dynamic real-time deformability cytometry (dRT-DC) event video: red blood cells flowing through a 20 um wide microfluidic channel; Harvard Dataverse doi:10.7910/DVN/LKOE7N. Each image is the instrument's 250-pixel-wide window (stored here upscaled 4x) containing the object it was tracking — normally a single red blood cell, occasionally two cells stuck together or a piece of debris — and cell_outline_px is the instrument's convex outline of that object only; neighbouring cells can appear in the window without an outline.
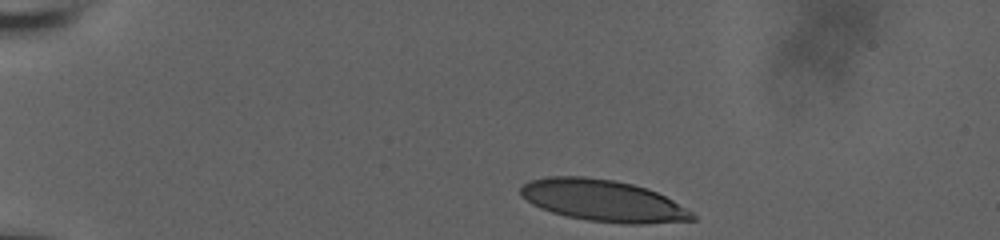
{"species": "human", "species_latin": "Homo sapiens", "temperature_condition": "room temperature", "stored_images_in_passage": 38, "camera_frame_rate_fps": 3000, "um_per_image_px": 0.085, "donor": {"sex": "male"}, "frame": {"image": 1, "passage_image": 1, "time_ms": 0.0, "image_size_px": [1000, 240], "cell_outline_px": [[696, 220], [640, 224], [624, 224], [588, 220], [568, 216], [552, 212], [540, 208], [532, 204], [520, 196], [520, 188], [528, 180], [548, 176], [584, 176], [612, 180], [632, 184], [648, 188], [672, 200], [692, 212], [696, 216]], "centroid_in_image_um": [51.23, 17.05], "position_along_channel_um": 33.8, "area_um2": 41.62}}
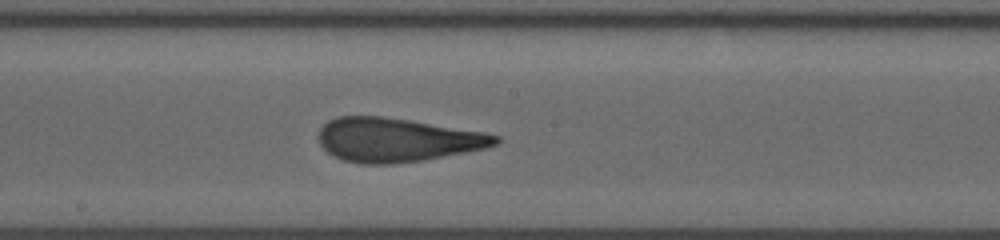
{"frame": {"image": 2, "passage_image": 22, "time_ms": 7.0, "image_size_px": [1000, 240], "cell_outline_px": [[500, 140], [496, 144], [484, 148], [424, 160], [392, 164], [360, 164], [344, 160], [328, 152], [320, 144], [316, 136], [320, 128], [328, 120], [336, 116], [384, 116], [484, 132], [500, 136]], "centroid_in_image_um": [33.69, 11.88], "position_along_channel_um": 214.5, "area_um2": 45.14}}
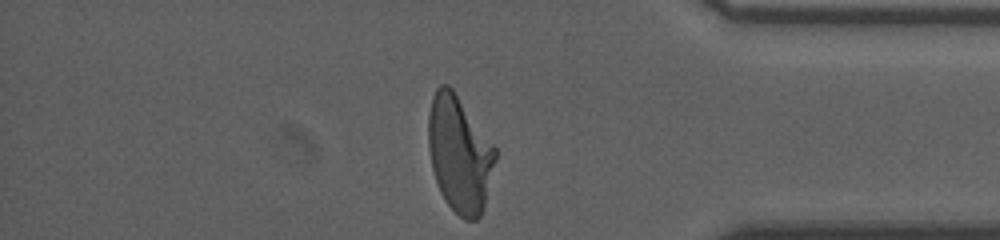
{"frame": {"image": 3, "passage_image": 38, "time_ms": 12.333, "image_size_px": [1000, 240], "cell_outline_px": [[496, 160], [484, 208], [480, 216], [476, 220], [464, 220], [444, 200], [440, 192], [432, 168], [428, 148], [428, 112], [432, 96], [436, 88], [440, 84], [448, 84], [452, 88], [496, 148]], "centroid_in_image_um": [39.04, 13.09], "position_along_channel_um": 396.2, "area_um2": 45.43}, "authors_computed_cell_mechanics": {"area_um2": 44.7083, "velocity_mm_per_s": 3.7397, "shape_relaxation_time_tau1_ms": 5.7914, "shape_relaxation_time_tau2_ms": 0.9847, "deformation_change_tau1": 0.2396, "deformation_change_tau2": 0.09}}